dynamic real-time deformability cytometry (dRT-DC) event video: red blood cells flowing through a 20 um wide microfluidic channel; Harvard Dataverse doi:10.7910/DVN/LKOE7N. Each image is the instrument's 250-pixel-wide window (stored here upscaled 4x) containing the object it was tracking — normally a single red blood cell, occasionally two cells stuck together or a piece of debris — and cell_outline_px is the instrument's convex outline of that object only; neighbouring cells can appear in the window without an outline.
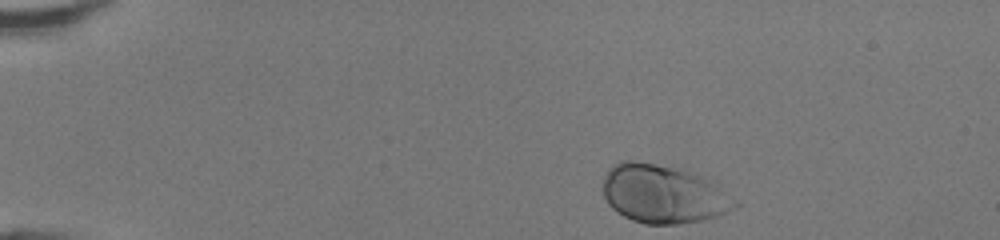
{"species": "human", "species_latin": "Homo sapiens", "temperature_condition": "room temperature", "stored_images_in_passage": 41, "camera_frame_rate_fps": 3000, "um_per_image_px": 0.085, "donor": {"sex": "female"}, "frame": {"image": 1, "passage_image": 1, "time_ms": 0.0, "image_size_px": [1000, 240], "cell_outline_px": [[740, 204], [736, 208], [716, 216], [704, 220], [680, 224], [644, 224], [632, 220], [624, 216], [612, 208], [608, 204], [604, 196], [604, 176], [608, 168], [612, 164], [620, 160], [632, 160], [656, 164], [696, 172], [736, 200]], "centroid_in_image_um": [56.35, 16.49], "position_along_channel_um": 28.7, "area_um2": 44.97}}
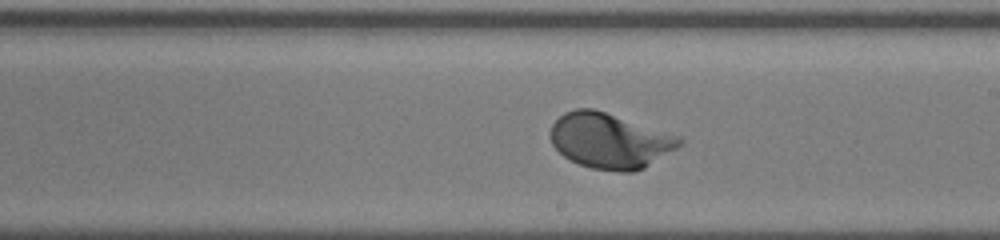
{"frame": {"image": 2, "passage_image": 22, "time_ms": 7.0, "image_size_px": [1000, 240], "cell_outline_px": [[684, 144], [644, 168], [632, 172], [620, 172], [592, 168], [580, 164], [564, 156], [552, 144], [552, 124], [564, 112], [576, 108], [592, 108], [680, 136], [684, 140]], "centroid_in_image_um": [51.87, 11.97], "position_along_channel_um": 237.1, "area_um2": 41.21}}
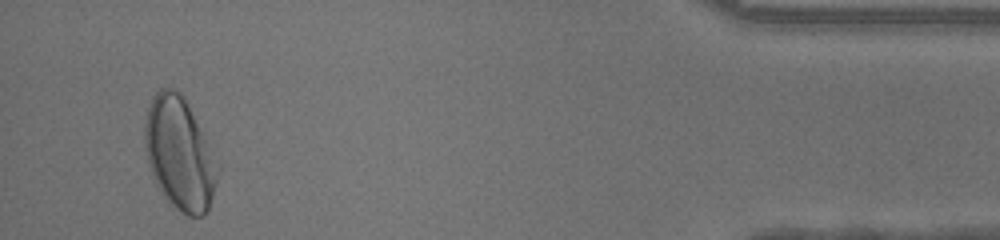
{"frame": {"image": 3, "passage_image": 39, "time_ms": 12.667, "image_size_px": [1000, 240], "cell_outline_px": [[216, 184], [208, 212], [200, 216], [188, 216], [180, 212], [160, 192], [152, 176], [148, 164], [144, 144], [144, 124], [148, 108], [152, 96], [160, 88], [172, 88], [180, 92], [184, 96], [204, 136], [216, 180]], "centroid_in_image_um": [15.17, 13.05], "position_along_channel_um": 420.0, "area_um2": 46.47}, "authors_computed_cell_mechanics": {"area_um2": 41.1536, "velocity_mm_per_s": 4.2687, "shape_relaxation_time_tau1_ms": 1.5242, "shape_relaxation_time_tau2_ms": null, "deformation_change_tau1": 0.1472, "deformation_change_tau2": null}}